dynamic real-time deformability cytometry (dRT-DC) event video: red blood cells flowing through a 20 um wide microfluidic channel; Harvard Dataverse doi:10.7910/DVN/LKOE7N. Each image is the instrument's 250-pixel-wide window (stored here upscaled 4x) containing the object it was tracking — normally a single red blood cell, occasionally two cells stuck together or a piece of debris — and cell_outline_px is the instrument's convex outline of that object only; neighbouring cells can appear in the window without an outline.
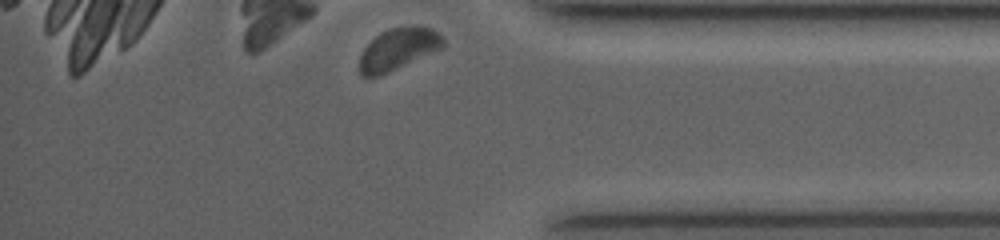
{"species": "common noctule bat (a hibernating species)", "species_latin": "Nyctalus noctula", "temperature_condition": "room temperature", "stored_images_in_passage": 23, "camera_frame_rate_fps": 4000, "um_per_image_px": 0.085, "animal": {"sex": "female", "body_mass_g": 19.0, "forearm_length_mm": 53.3}, "frame": {"image": 1, "passage_image": 23, "time_ms": 9.75, "image_size_px": [1000, 240], "cell_outline_px": [[444, 48], [388, 72], [376, 76], [360, 76], [360, 56], [364, 48], [380, 32], [392, 28], [432, 28], [444, 36]], "centroid_in_image_um": [33.87, 4.19], "position_along_channel_um": 401.3, "area_um2": 19.88}, "authors_computed_cell_mechanics": {"area_um2": 22.0796, "velocity_mm_per_s": 3.8093, "shape_relaxation_time_tau1_ms": 1.7871, "shape_relaxation_time_tau2_ms": null, "deformation_change_tau1": 0.0471, "deformation_change_tau2": null}}